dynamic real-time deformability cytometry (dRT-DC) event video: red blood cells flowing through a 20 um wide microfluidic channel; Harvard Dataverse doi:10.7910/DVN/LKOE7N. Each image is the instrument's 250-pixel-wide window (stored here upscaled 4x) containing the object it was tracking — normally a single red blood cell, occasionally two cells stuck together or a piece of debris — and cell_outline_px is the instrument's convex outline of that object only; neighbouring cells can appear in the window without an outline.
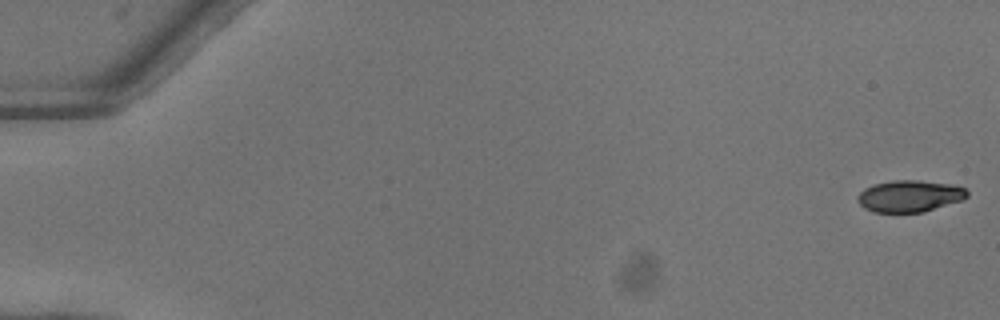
{"species": "common noctule bat (a hibernating species)", "species_latin": "Nyctalus noctula", "temperature_condition": "warm", "stored_images_in_passage": 7, "camera_frame_rate_fps": 3000, "um_per_image_px": 0.085, "animal": {"sex": "female"}, "frame": {"image": 1, "passage_image": 1, "time_ms": 0.0, "image_size_px": [1000, 320], "cell_outline_px": [[968, 196], [964, 200], [924, 212], [872, 212], [864, 208], [856, 200], [860, 192], [864, 188], [872, 184], [892, 180], [916, 180], [948, 184], [964, 188], [968, 192]], "centroid_in_image_um": [77.3, 16.67], "position_along_channel_um": 7.7, "area_um2": 20.35}}